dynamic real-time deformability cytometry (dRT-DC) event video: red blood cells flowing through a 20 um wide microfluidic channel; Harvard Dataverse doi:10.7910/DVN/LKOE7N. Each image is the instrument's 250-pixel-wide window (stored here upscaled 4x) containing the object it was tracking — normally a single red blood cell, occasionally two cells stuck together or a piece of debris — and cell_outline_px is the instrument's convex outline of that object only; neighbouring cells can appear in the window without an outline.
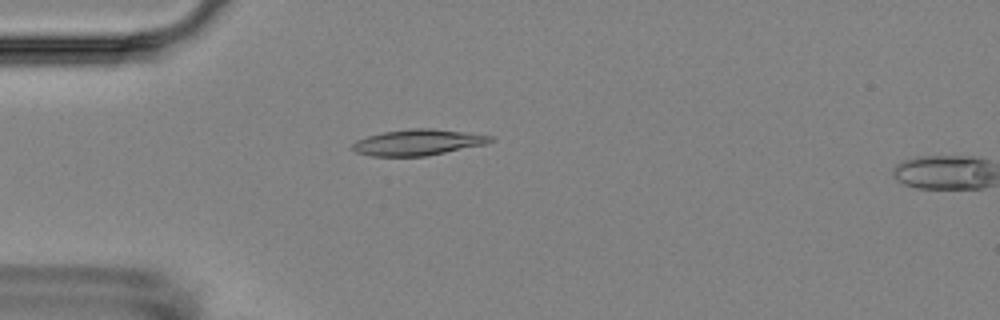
{"species": "Egyptian fruit bat (a non-hibernating species)", "species_latin": "Rousettus aegyptiacus", "temperature_condition": "room temperature", "stored_images_in_passage": 6, "segment_of_instrument_passage": [1, 2], "camera_frame_rate_fps": 3000, "um_per_image_px": 0.085, "animal": {"sex": "female"}, "frame": {"image": 1, "passage_image": 5, "time_ms": 4.667, "image_size_px": [1000, 320], "cell_outline_px": [[496, 140], [484, 144], [424, 156], [372, 156], [356, 152], [352, 148], [352, 144], [356, 140], [368, 136], [384, 132], [412, 128], [432, 128], [496, 136]], "centroid_in_image_um": [35.54, 12.09], "position_along_channel_um": 49.5, "area_um2": 20.69}}